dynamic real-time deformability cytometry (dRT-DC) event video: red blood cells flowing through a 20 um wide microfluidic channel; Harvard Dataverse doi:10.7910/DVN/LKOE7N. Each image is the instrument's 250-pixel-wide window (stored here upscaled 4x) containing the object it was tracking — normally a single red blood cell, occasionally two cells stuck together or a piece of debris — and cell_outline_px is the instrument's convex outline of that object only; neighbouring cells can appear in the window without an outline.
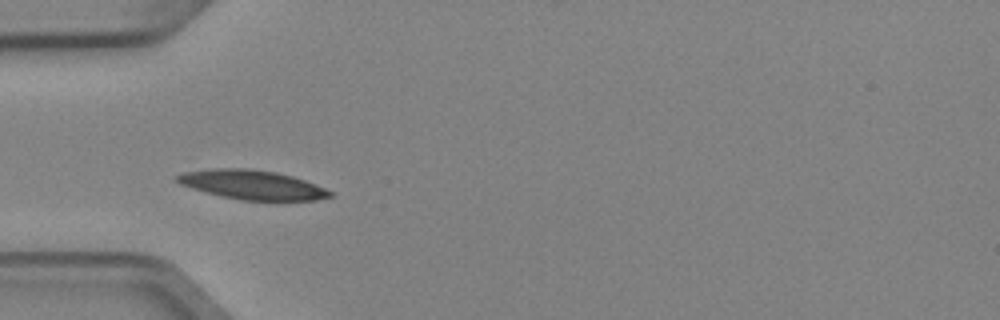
{"species": "Egyptian fruit bat (a non-hibernating species)", "species_latin": "Rousettus aegyptiacus", "temperature_condition": "cold", "stored_images_in_passage": 3, "camera_frame_rate_fps": 3000, "um_per_image_px": 0.085, "animal": {"sex": "female"}, "frame": {"image": 1, "passage_image": 2, "time_ms": 0.333, "image_size_px": [1000, 320], "cell_outline_px": [[332, 196], [316, 200], [240, 200], [192, 188], [180, 184], [176, 180], [176, 176], [184, 172], [212, 168], [248, 168], [276, 172], [292, 176], [304, 180], [324, 188], [332, 192]], "centroid_in_image_um": [21.43, 15.69], "position_along_channel_um": 63.6, "area_um2": 25.72}}
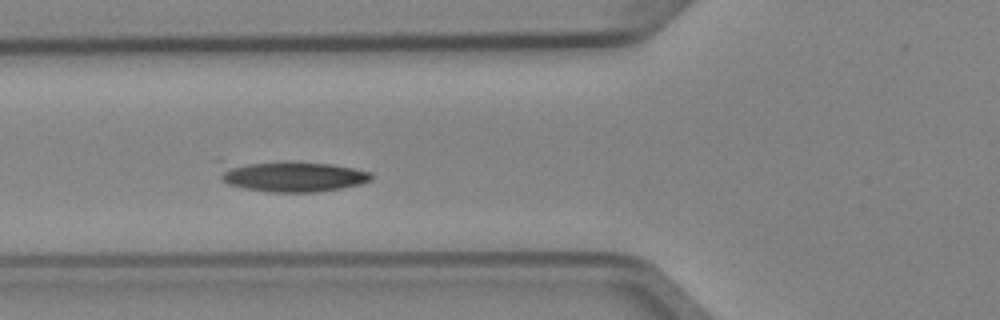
{"frame": {"image": 2, "passage_image": 3, "time_ms": 0.667, "image_size_px": [1000, 320], "cell_outline_px": [[372, 180], [360, 184], [340, 188], [316, 192], [268, 192], [244, 188], [228, 184], [220, 176], [220, 168], [248, 164], [284, 160], [288, 160], [332, 164], [372, 172]], "centroid_in_image_um": [24.94, 15.0], "position_along_channel_um": 100.9, "area_um2": 26.65}}